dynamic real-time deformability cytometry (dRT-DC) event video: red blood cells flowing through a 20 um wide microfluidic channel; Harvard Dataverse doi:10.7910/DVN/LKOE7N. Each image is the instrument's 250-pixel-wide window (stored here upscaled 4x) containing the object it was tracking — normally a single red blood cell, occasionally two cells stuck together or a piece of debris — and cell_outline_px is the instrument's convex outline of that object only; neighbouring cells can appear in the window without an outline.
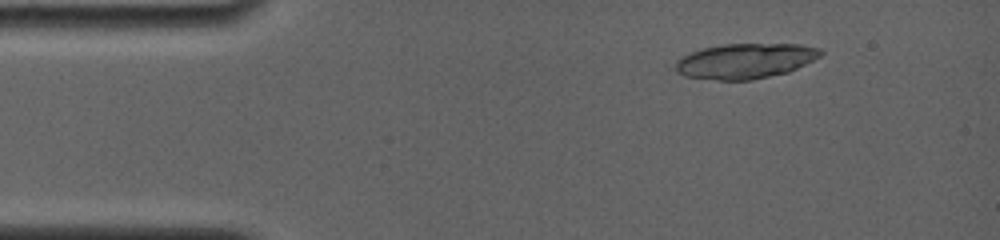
{"species": "common noctule bat (a hibernating species)", "species_latin": "Nyctalus noctula", "temperature_condition": "room temperature", "stored_images_in_passage": 3, "camera_frame_rate_fps": 4000, "um_per_image_px": 0.085, "animal": {"sex": "female", "body_mass_g": 19.0, "forearm_length_mm": 56.7}, "frame": {"image": 1, "passage_image": 2, "time_ms": 1.0, "image_size_px": [1000, 240], "cell_outline_px": [[824, 52], [820, 56], [788, 72], [752, 80], [716, 80], [684, 76], [676, 68], [676, 60], [680, 56], [704, 48], [724, 44], [800, 44], [820, 48]], "centroid_in_image_um": [63.35, 5.18], "position_along_channel_um": 21.7, "area_um2": 29.54}}